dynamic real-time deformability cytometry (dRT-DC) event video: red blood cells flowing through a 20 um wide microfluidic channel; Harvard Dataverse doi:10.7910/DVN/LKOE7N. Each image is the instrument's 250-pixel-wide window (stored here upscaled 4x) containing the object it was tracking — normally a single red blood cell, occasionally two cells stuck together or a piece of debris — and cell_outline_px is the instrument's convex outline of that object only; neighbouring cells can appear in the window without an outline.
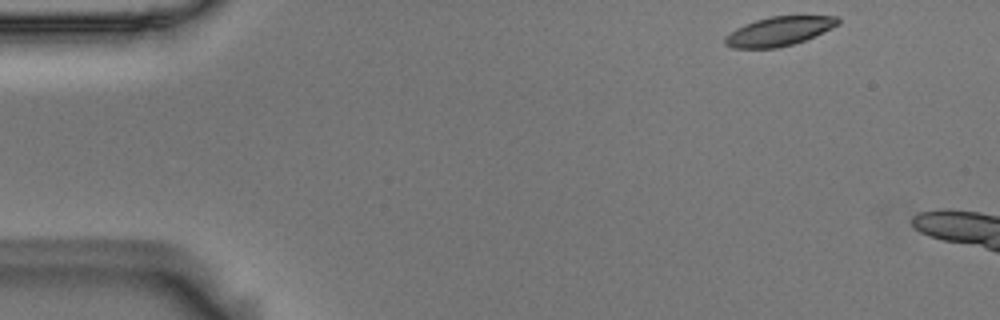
{"species": "Egyptian fruit bat (a non-hibernating species)", "species_latin": "Rousettus aegyptiacus", "temperature_condition": "room temperature", "stored_images_in_passage": 6, "camera_frame_rate_fps": 3000, "um_per_image_px": 0.085, "animal": {"sex": "male"}, "frame": {"image": 1, "passage_image": 1, "time_ms": 0.0, "image_size_px": [1000, 320], "cell_outline_px": [[840, 24], [832, 28], [804, 40], [792, 44], [776, 48], [732, 48], [724, 44], [724, 36], [736, 28], [744, 24], [756, 20], [772, 16], [840, 16]], "centroid_in_image_um": [66.2, 2.65], "position_along_channel_um": 18.8, "area_um2": 19.13}}